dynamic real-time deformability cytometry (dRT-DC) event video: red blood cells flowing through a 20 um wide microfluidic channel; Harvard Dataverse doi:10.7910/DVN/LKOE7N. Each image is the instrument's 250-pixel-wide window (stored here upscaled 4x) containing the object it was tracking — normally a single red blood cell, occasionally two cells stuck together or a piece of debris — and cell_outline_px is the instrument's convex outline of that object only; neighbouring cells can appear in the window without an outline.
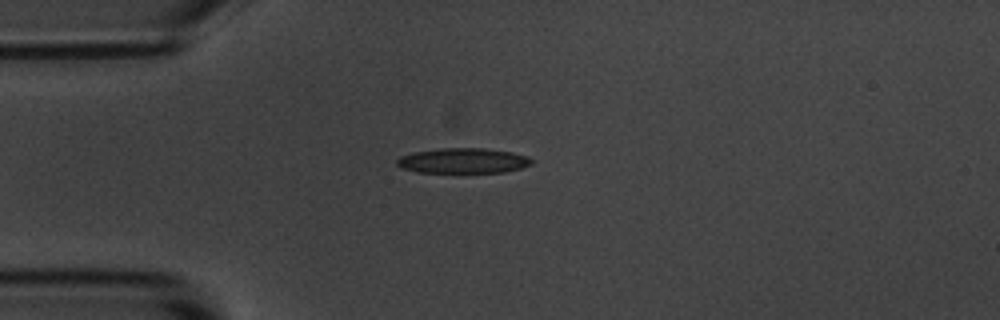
{"species": "common noctule bat (a hibernating species)", "species_latin": "Nyctalus noctula", "temperature_condition": "room temperature", "stored_images_in_passage": 1, "camera_frame_rate_fps": 3000, "um_per_image_px": 0.085, "animal": {"sex": "male", "body_mass_g": 20.1, "forearm_length_mm": 53.5}, "frame": {"image": 1, "passage_image": 1, "time_ms": 0.0, "image_size_px": [1000, 320], "cell_outline_px": [[532, 164], [520, 168], [504, 172], [416, 172], [400, 168], [396, 164], [396, 160], [400, 156], [416, 152], [440, 148], [484, 148], [512, 152], [528, 156], [532, 160]], "centroid_in_image_um": [39.35, 13.66], "position_along_channel_um": 45.7, "area_um2": 19.71}}